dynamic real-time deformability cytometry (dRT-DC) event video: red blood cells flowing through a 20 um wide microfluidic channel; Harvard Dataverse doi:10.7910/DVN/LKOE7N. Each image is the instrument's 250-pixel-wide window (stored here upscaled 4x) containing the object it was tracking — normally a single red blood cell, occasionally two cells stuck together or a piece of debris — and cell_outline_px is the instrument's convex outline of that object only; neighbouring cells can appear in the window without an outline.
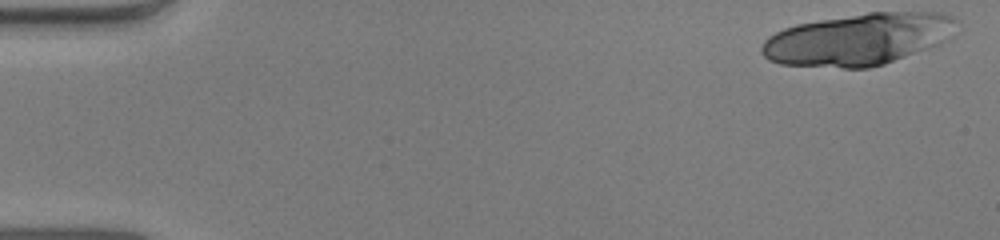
{"species": "human", "species_latin": "Homo sapiens", "temperature_condition": "warm", "stored_images_in_passage": 21, "camera_frame_rate_fps": 3000, "um_per_image_px": 0.085, "donor": {"sex": "male"}, "frame": {"image": 1, "passage_image": 1, "time_ms": 0.0, "image_size_px": [1000, 240], "cell_outline_px": [[956, 20], [940, 40], [936, 44], [884, 64], [868, 68], [844, 68], [780, 64], [768, 60], [760, 52], [760, 48], [764, 40], [768, 36], [784, 28], [796, 24], [868, 12], [940, 12], [952, 16]], "centroid_in_image_um": [72.8, 3.34], "position_along_channel_um": 12.2, "area_um2": 57.86}}
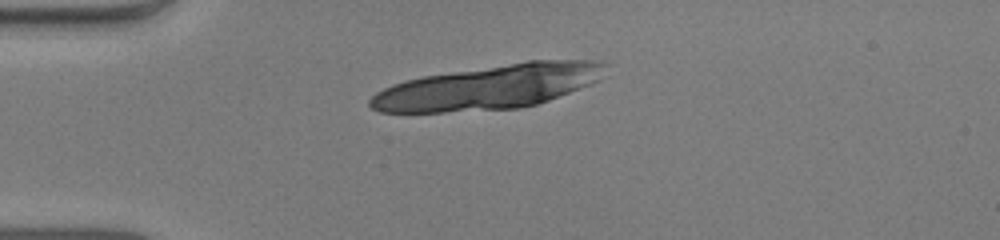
{"frame": {"image": 2, "passage_image": 12, "time_ms": 3.667, "image_size_px": [1000, 240], "cell_outline_px": [[608, 64], [596, 80], [588, 84], [548, 100], [536, 104], [520, 108], [444, 112], [380, 112], [372, 108], [368, 104], [368, 100], [376, 92], [392, 84], [404, 80], [424, 76], [528, 60], [588, 60]], "centroid_in_image_um": [41.46, 7.4], "position_along_channel_um": 43.5, "area_um2": 60.11}}